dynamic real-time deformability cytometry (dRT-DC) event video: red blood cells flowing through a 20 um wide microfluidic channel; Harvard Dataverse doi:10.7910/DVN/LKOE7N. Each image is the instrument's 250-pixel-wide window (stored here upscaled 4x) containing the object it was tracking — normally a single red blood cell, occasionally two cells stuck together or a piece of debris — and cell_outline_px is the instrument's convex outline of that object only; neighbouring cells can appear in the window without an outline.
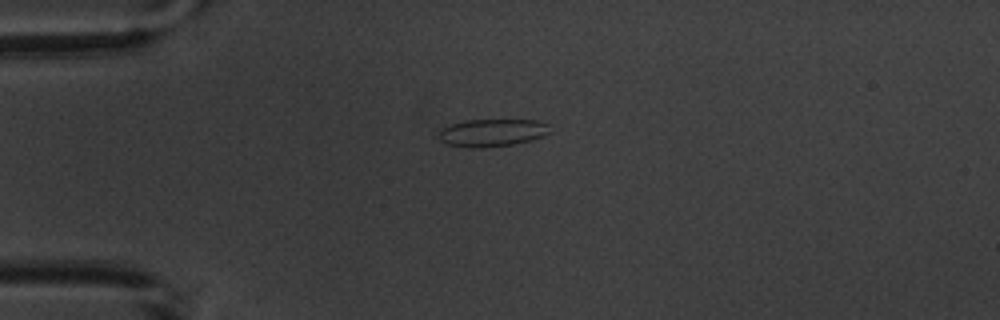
{"species": "common noctule bat (a hibernating species)", "species_latin": "Nyctalus noctula", "temperature_condition": "warm", "stored_images_in_passage": 2, "camera_frame_rate_fps": 3000, "um_per_image_px": 0.085, "animal": {"sex": "male", "body_mass_g": 20.1, "forearm_length_mm": 53.5}, "frame": {"image": 1, "passage_image": 1, "time_ms": 0.0, "image_size_px": [1000, 320], "cell_outline_px": [[552, 132], [544, 136], [532, 140], [512, 144], [480, 148], [468, 148], [444, 144], [436, 136], [436, 132], [440, 128], [448, 124], [464, 120], [536, 120], [548, 124]], "centroid_in_image_um": [41.76, 11.28], "position_along_channel_um": 43.2, "area_um2": 18.38}}